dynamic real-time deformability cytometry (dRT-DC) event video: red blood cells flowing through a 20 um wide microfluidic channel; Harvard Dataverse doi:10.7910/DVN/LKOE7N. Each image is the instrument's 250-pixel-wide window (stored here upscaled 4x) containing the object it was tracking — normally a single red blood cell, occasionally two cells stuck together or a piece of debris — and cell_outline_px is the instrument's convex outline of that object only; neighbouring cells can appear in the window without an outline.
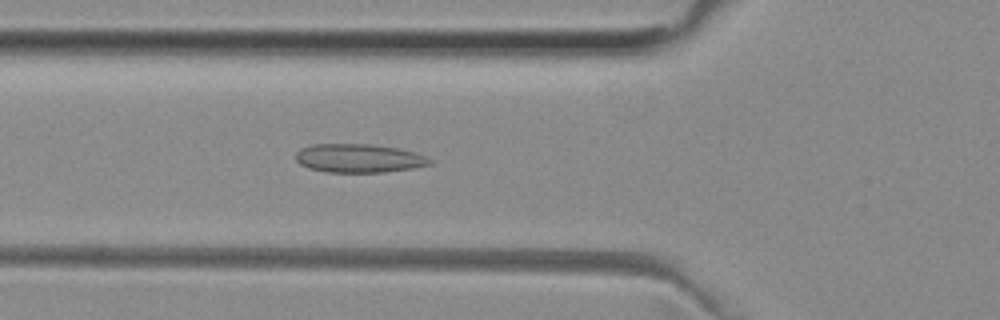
{"species": "common noctule bat (a hibernating species)", "species_latin": "Nyctalus noctula", "temperature_condition": "room temperature", "stored_images_in_passage": 38, "camera_frame_rate_fps": 3000, "um_per_image_px": 0.085, "animal": {"sex": "female", "body_mass_g": 29.2, "forearm_length_mm": 56.3}, "frame": {"image": 1, "passage_image": 5, "time_ms": 1.333, "image_size_px": [1000, 320], "cell_outline_px": [[432, 164], [412, 168], [384, 172], [328, 172], [308, 168], [300, 164], [296, 160], [296, 152], [300, 148], [312, 144], [372, 144], [400, 148], [424, 156], [432, 160]], "centroid_in_image_um": [30.47, 13.44], "position_along_channel_um": 95.3, "area_um2": 22.37}}
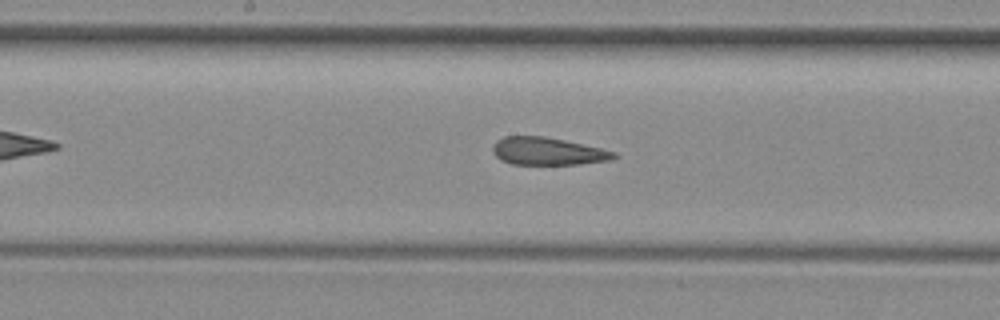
{"frame": {"image": 2, "passage_image": 13, "time_ms": 4.0, "image_size_px": [1000, 320], "cell_outline_px": [[620, 156], [612, 160], [576, 164], [512, 164], [500, 160], [492, 152], [492, 148], [496, 140], [504, 136], [544, 136], [564, 140], [600, 148], [616, 152]], "centroid_in_image_um": [46.55, 12.86], "position_along_channel_um": 201.7, "area_um2": 19.54}}
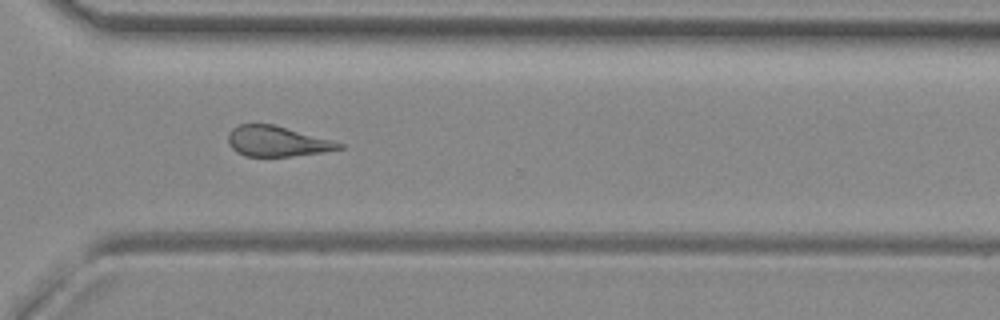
{"frame": {"image": 3, "passage_image": 24, "time_ms": 7.667, "image_size_px": [1000, 320], "cell_outline_px": [[344, 148], [324, 152], [292, 156], [244, 156], [236, 152], [228, 144], [228, 132], [232, 128], [240, 124], [272, 124], [332, 140], [344, 144]], "centroid_in_image_um": [23.53, 12.02], "position_along_channel_um": 347.1, "area_um2": 19.59}, "authors_computed_cell_mechanics": {"area_um2": 20.808, "velocity_mm_per_s": 3.9787, "shape_relaxation_time_tau1_ms": null, "shape_relaxation_time_tau2_ms": 2.4213, "deformation_change_tau1": null, "deformation_change_tau2": 0.1108}}